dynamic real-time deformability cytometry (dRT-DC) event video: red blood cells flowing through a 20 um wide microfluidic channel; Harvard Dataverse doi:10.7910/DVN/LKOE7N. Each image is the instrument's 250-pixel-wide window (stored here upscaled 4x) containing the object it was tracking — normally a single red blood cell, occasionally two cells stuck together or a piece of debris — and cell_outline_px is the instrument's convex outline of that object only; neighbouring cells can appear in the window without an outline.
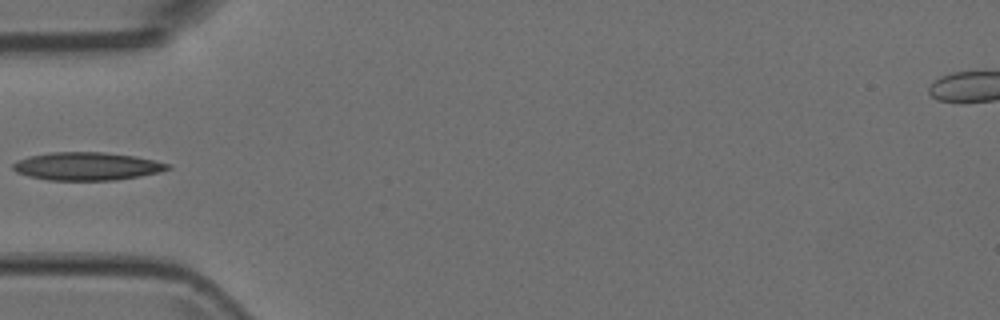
{"species": "Egyptian fruit bat (a non-hibernating species)", "species_latin": "Rousettus aegyptiacus", "temperature_condition": "room temperature", "stored_images_in_passage": 1, "camera_frame_rate_fps": 3000, "um_per_image_px": 0.085, "animal": {"sex": "female"}, "frame": {"image": 1, "passage_image": 1, "time_ms": 0.0, "image_size_px": [1000, 320], "cell_outline_px": [[172, 168], [160, 172], [140, 176], [116, 180], [48, 180], [28, 176], [16, 172], [12, 168], [12, 164], [28, 156], [52, 152], [104, 152], [136, 156], [168, 164]], "centroid_in_image_um": [7.38, 14.13], "position_along_channel_um": 77.6, "area_um2": 25.2}}